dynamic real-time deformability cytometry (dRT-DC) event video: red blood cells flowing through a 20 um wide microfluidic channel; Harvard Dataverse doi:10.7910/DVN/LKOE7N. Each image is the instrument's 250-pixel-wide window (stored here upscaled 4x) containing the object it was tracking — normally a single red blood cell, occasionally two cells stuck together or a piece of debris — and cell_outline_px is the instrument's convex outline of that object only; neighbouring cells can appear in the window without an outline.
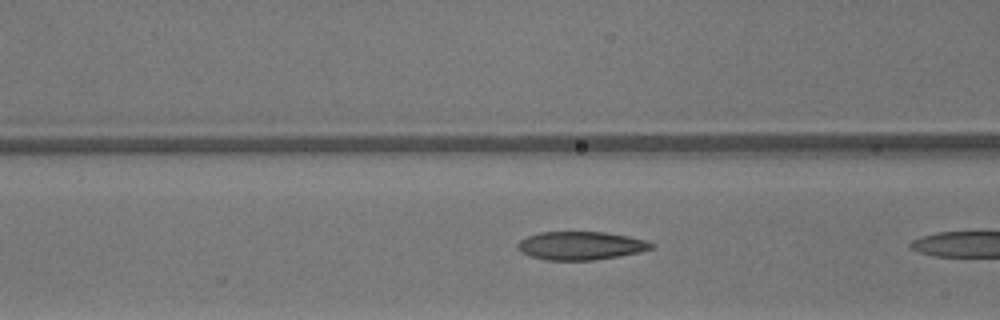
{"species": "common noctule bat (a hibernating species)", "species_latin": "Nyctalus noctula", "temperature_condition": "warm", "stored_images_in_passage": 6, "camera_frame_rate_fps": 3000, "um_per_image_px": 0.085, "animal": {"sex": "male", "body_mass_g": 13.3}, "frame": {"image": 1, "passage_image": 5, "time_ms": 1.333, "image_size_px": [1000, 320], "cell_outline_px": [[652, 248], [640, 252], [620, 256], [592, 260], [544, 260], [520, 252], [516, 244], [520, 240], [528, 236], [540, 232], [604, 232], [628, 236], [648, 240], [652, 244]], "centroid_in_image_um": [49.35, 20.88], "position_along_channel_um": 117.2, "area_um2": 22.02}}